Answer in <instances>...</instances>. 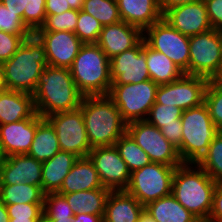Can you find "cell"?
<instances>
[{"mask_svg": "<svg viewBox=\"0 0 222 222\" xmlns=\"http://www.w3.org/2000/svg\"><path fill=\"white\" fill-rule=\"evenodd\" d=\"M161 133L171 142L177 149L181 146L182 141V123L181 118L177 119V124L163 125L160 128Z\"/></svg>", "mask_w": 222, "mask_h": 222, "instance_id": "cell-44", "label": "cell"}, {"mask_svg": "<svg viewBox=\"0 0 222 222\" xmlns=\"http://www.w3.org/2000/svg\"><path fill=\"white\" fill-rule=\"evenodd\" d=\"M5 90L4 81H3V70L0 64V92Z\"/></svg>", "mask_w": 222, "mask_h": 222, "instance_id": "cell-57", "label": "cell"}, {"mask_svg": "<svg viewBox=\"0 0 222 222\" xmlns=\"http://www.w3.org/2000/svg\"><path fill=\"white\" fill-rule=\"evenodd\" d=\"M110 191L108 188H98L62 195L66 198L74 214L104 215Z\"/></svg>", "mask_w": 222, "mask_h": 222, "instance_id": "cell-29", "label": "cell"}, {"mask_svg": "<svg viewBox=\"0 0 222 222\" xmlns=\"http://www.w3.org/2000/svg\"><path fill=\"white\" fill-rule=\"evenodd\" d=\"M215 182L198 164L183 163L176 167L172 195L197 219L210 216Z\"/></svg>", "mask_w": 222, "mask_h": 222, "instance_id": "cell-3", "label": "cell"}, {"mask_svg": "<svg viewBox=\"0 0 222 222\" xmlns=\"http://www.w3.org/2000/svg\"><path fill=\"white\" fill-rule=\"evenodd\" d=\"M103 187L98 172L90 158H78L69 174L64 178L59 194H70L79 191L93 190Z\"/></svg>", "mask_w": 222, "mask_h": 222, "instance_id": "cell-23", "label": "cell"}, {"mask_svg": "<svg viewBox=\"0 0 222 222\" xmlns=\"http://www.w3.org/2000/svg\"><path fill=\"white\" fill-rule=\"evenodd\" d=\"M143 39L150 48L166 55L188 75L189 36L180 33L162 18L143 31Z\"/></svg>", "mask_w": 222, "mask_h": 222, "instance_id": "cell-10", "label": "cell"}, {"mask_svg": "<svg viewBox=\"0 0 222 222\" xmlns=\"http://www.w3.org/2000/svg\"><path fill=\"white\" fill-rule=\"evenodd\" d=\"M88 157L98 172L103 187L111 191L125 190L131 172L115 146L94 147Z\"/></svg>", "mask_w": 222, "mask_h": 222, "instance_id": "cell-14", "label": "cell"}, {"mask_svg": "<svg viewBox=\"0 0 222 222\" xmlns=\"http://www.w3.org/2000/svg\"><path fill=\"white\" fill-rule=\"evenodd\" d=\"M0 30L13 35H32L23 20L0 2Z\"/></svg>", "mask_w": 222, "mask_h": 222, "instance_id": "cell-40", "label": "cell"}, {"mask_svg": "<svg viewBox=\"0 0 222 222\" xmlns=\"http://www.w3.org/2000/svg\"><path fill=\"white\" fill-rule=\"evenodd\" d=\"M1 185L29 183L40 186L42 183V162L28 154L8 156L0 168Z\"/></svg>", "mask_w": 222, "mask_h": 222, "instance_id": "cell-19", "label": "cell"}, {"mask_svg": "<svg viewBox=\"0 0 222 222\" xmlns=\"http://www.w3.org/2000/svg\"><path fill=\"white\" fill-rule=\"evenodd\" d=\"M158 85L151 79L124 85H111L108 97L114 102L128 124L145 120L155 103Z\"/></svg>", "mask_w": 222, "mask_h": 222, "instance_id": "cell-9", "label": "cell"}, {"mask_svg": "<svg viewBox=\"0 0 222 222\" xmlns=\"http://www.w3.org/2000/svg\"><path fill=\"white\" fill-rule=\"evenodd\" d=\"M7 159V155L4 152L3 146L0 141V168L4 165V162Z\"/></svg>", "mask_w": 222, "mask_h": 222, "instance_id": "cell-55", "label": "cell"}, {"mask_svg": "<svg viewBox=\"0 0 222 222\" xmlns=\"http://www.w3.org/2000/svg\"><path fill=\"white\" fill-rule=\"evenodd\" d=\"M79 10H67L62 14L46 15L44 25L37 31H69L75 32Z\"/></svg>", "mask_w": 222, "mask_h": 222, "instance_id": "cell-38", "label": "cell"}, {"mask_svg": "<svg viewBox=\"0 0 222 222\" xmlns=\"http://www.w3.org/2000/svg\"><path fill=\"white\" fill-rule=\"evenodd\" d=\"M69 69L83 96L108 95L112 84L110 59L97 44H84Z\"/></svg>", "mask_w": 222, "mask_h": 222, "instance_id": "cell-5", "label": "cell"}, {"mask_svg": "<svg viewBox=\"0 0 222 222\" xmlns=\"http://www.w3.org/2000/svg\"><path fill=\"white\" fill-rule=\"evenodd\" d=\"M43 43L49 66L70 68L83 42L74 32L36 31L34 33Z\"/></svg>", "mask_w": 222, "mask_h": 222, "instance_id": "cell-16", "label": "cell"}, {"mask_svg": "<svg viewBox=\"0 0 222 222\" xmlns=\"http://www.w3.org/2000/svg\"><path fill=\"white\" fill-rule=\"evenodd\" d=\"M78 157L60 150L51 159L42 163L41 189L46 193L57 192Z\"/></svg>", "mask_w": 222, "mask_h": 222, "instance_id": "cell-25", "label": "cell"}, {"mask_svg": "<svg viewBox=\"0 0 222 222\" xmlns=\"http://www.w3.org/2000/svg\"><path fill=\"white\" fill-rule=\"evenodd\" d=\"M182 112L183 110L175 106L154 103L145 120L160 129L165 124H177Z\"/></svg>", "mask_w": 222, "mask_h": 222, "instance_id": "cell-37", "label": "cell"}, {"mask_svg": "<svg viewBox=\"0 0 222 222\" xmlns=\"http://www.w3.org/2000/svg\"><path fill=\"white\" fill-rule=\"evenodd\" d=\"M72 10H81L84 0H66Z\"/></svg>", "mask_w": 222, "mask_h": 222, "instance_id": "cell-51", "label": "cell"}, {"mask_svg": "<svg viewBox=\"0 0 222 222\" xmlns=\"http://www.w3.org/2000/svg\"><path fill=\"white\" fill-rule=\"evenodd\" d=\"M33 95L13 90L0 92V125L37 115Z\"/></svg>", "mask_w": 222, "mask_h": 222, "instance_id": "cell-22", "label": "cell"}, {"mask_svg": "<svg viewBox=\"0 0 222 222\" xmlns=\"http://www.w3.org/2000/svg\"><path fill=\"white\" fill-rule=\"evenodd\" d=\"M144 209L156 222H197L172 194L148 203Z\"/></svg>", "mask_w": 222, "mask_h": 222, "instance_id": "cell-28", "label": "cell"}, {"mask_svg": "<svg viewBox=\"0 0 222 222\" xmlns=\"http://www.w3.org/2000/svg\"><path fill=\"white\" fill-rule=\"evenodd\" d=\"M197 222H222V220H217L208 216L201 219H197Z\"/></svg>", "mask_w": 222, "mask_h": 222, "instance_id": "cell-56", "label": "cell"}, {"mask_svg": "<svg viewBox=\"0 0 222 222\" xmlns=\"http://www.w3.org/2000/svg\"><path fill=\"white\" fill-rule=\"evenodd\" d=\"M59 151L60 146L54 127L46 118L37 114V128L28 155L43 163Z\"/></svg>", "mask_w": 222, "mask_h": 222, "instance_id": "cell-26", "label": "cell"}, {"mask_svg": "<svg viewBox=\"0 0 222 222\" xmlns=\"http://www.w3.org/2000/svg\"><path fill=\"white\" fill-rule=\"evenodd\" d=\"M214 81L222 88V69Z\"/></svg>", "mask_w": 222, "mask_h": 222, "instance_id": "cell-58", "label": "cell"}, {"mask_svg": "<svg viewBox=\"0 0 222 222\" xmlns=\"http://www.w3.org/2000/svg\"><path fill=\"white\" fill-rule=\"evenodd\" d=\"M43 222H75V218L67 217L63 219H43Z\"/></svg>", "mask_w": 222, "mask_h": 222, "instance_id": "cell-54", "label": "cell"}, {"mask_svg": "<svg viewBox=\"0 0 222 222\" xmlns=\"http://www.w3.org/2000/svg\"><path fill=\"white\" fill-rule=\"evenodd\" d=\"M208 82L204 77L184 74L172 83L159 85L155 103L175 106L183 111L197 107L204 103Z\"/></svg>", "mask_w": 222, "mask_h": 222, "instance_id": "cell-13", "label": "cell"}, {"mask_svg": "<svg viewBox=\"0 0 222 222\" xmlns=\"http://www.w3.org/2000/svg\"><path fill=\"white\" fill-rule=\"evenodd\" d=\"M102 25L90 14L79 10L78 22L75 27V34L83 44H96L102 30Z\"/></svg>", "mask_w": 222, "mask_h": 222, "instance_id": "cell-35", "label": "cell"}, {"mask_svg": "<svg viewBox=\"0 0 222 222\" xmlns=\"http://www.w3.org/2000/svg\"><path fill=\"white\" fill-rule=\"evenodd\" d=\"M37 128V115L33 118L0 125V141L8 156L28 154Z\"/></svg>", "mask_w": 222, "mask_h": 222, "instance_id": "cell-20", "label": "cell"}, {"mask_svg": "<svg viewBox=\"0 0 222 222\" xmlns=\"http://www.w3.org/2000/svg\"><path fill=\"white\" fill-rule=\"evenodd\" d=\"M45 193L40 186L29 183L0 186V201L5 205L43 203Z\"/></svg>", "mask_w": 222, "mask_h": 222, "instance_id": "cell-30", "label": "cell"}, {"mask_svg": "<svg viewBox=\"0 0 222 222\" xmlns=\"http://www.w3.org/2000/svg\"><path fill=\"white\" fill-rule=\"evenodd\" d=\"M189 46L188 75L214 80L222 69V30L189 36Z\"/></svg>", "mask_w": 222, "mask_h": 222, "instance_id": "cell-7", "label": "cell"}, {"mask_svg": "<svg viewBox=\"0 0 222 222\" xmlns=\"http://www.w3.org/2000/svg\"><path fill=\"white\" fill-rule=\"evenodd\" d=\"M54 127L60 150L87 157L92 149L87 137L85 122L80 108L73 111L57 112L46 117Z\"/></svg>", "mask_w": 222, "mask_h": 222, "instance_id": "cell-12", "label": "cell"}, {"mask_svg": "<svg viewBox=\"0 0 222 222\" xmlns=\"http://www.w3.org/2000/svg\"><path fill=\"white\" fill-rule=\"evenodd\" d=\"M137 222H156L149 213L144 209L138 217Z\"/></svg>", "mask_w": 222, "mask_h": 222, "instance_id": "cell-52", "label": "cell"}, {"mask_svg": "<svg viewBox=\"0 0 222 222\" xmlns=\"http://www.w3.org/2000/svg\"><path fill=\"white\" fill-rule=\"evenodd\" d=\"M200 0H158L159 6L161 8L162 13H164L167 9L173 8L178 5L195 3Z\"/></svg>", "mask_w": 222, "mask_h": 222, "instance_id": "cell-48", "label": "cell"}, {"mask_svg": "<svg viewBox=\"0 0 222 222\" xmlns=\"http://www.w3.org/2000/svg\"><path fill=\"white\" fill-rule=\"evenodd\" d=\"M182 141L178 148L183 163L197 164L220 132L211 120L205 103L182 112Z\"/></svg>", "mask_w": 222, "mask_h": 222, "instance_id": "cell-6", "label": "cell"}, {"mask_svg": "<svg viewBox=\"0 0 222 222\" xmlns=\"http://www.w3.org/2000/svg\"><path fill=\"white\" fill-rule=\"evenodd\" d=\"M114 146L131 173L151 163L147 153L136 144L127 132L115 142Z\"/></svg>", "mask_w": 222, "mask_h": 222, "instance_id": "cell-31", "label": "cell"}, {"mask_svg": "<svg viewBox=\"0 0 222 222\" xmlns=\"http://www.w3.org/2000/svg\"><path fill=\"white\" fill-rule=\"evenodd\" d=\"M46 0H28L27 11H24V24L34 34L46 20Z\"/></svg>", "mask_w": 222, "mask_h": 222, "instance_id": "cell-39", "label": "cell"}, {"mask_svg": "<svg viewBox=\"0 0 222 222\" xmlns=\"http://www.w3.org/2000/svg\"><path fill=\"white\" fill-rule=\"evenodd\" d=\"M204 103L214 125L222 131V88L214 80H210L207 84Z\"/></svg>", "mask_w": 222, "mask_h": 222, "instance_id": "cell-36", "label": "cell"}, {"mask_svg": "<svg viewBox=\"0 0 222 222\" xmlns=\"http://www.w3.org/2000/svg\"><path fill=\"white\" fill-rule=\"evenodd\" d=\"M81 10L97 19L102 26L122 21L117 0H84Z\"/></svg>", "mask_w": 222, "mask_h": 222, "instance_id": "cell-32", "label": "cell"}, {"mask_svg": "<svg viewBox=\"0 0 222 222\" xmlns=\"http://www.w3.org/2000/svg\"><path fill=\"white\" fill-rule=\"evenodd\" d=\"M176 167L151 162L130 175L127 193L143 206L172 194V181Z\"/></svg>", "mask_w": 222, "mask_h": 222, "instance_id": "cell-8", "label": "cell"}, {"mask_svg": "<svg viewBox=\"0 0 222 222\" xmlns=\"http://www.w3.org/2000/svg\"><path fill=\"white\" fill-rule=\"evenodd\" d=\"M30 35H13L0 30V64L9 60L25 38Z\"/></svg>", "mask_w": 222, "mask_h": 222, "instance_id": "cell-41", "label": "cell"}, {"mask_svg": "<svg viewBox=\"0 0 222 222\" xmlns=\"http://www.w3.org/2000/svg\"><path fill=\"white\" fill-rule=\"evenodd\" d=\"M144 206L125 190L110 191L103 222H137Z\"/></svg>", "mask_w": 222, "mask_h": 222, "instance_id": "cell-24", "label": "cell"}, {"mask_svg": "<svg viewBox=\"0 0 222 222\" xmlns=\"http://www.w3.org/2000/svg\"><path fill=\"white\" fill-rule=\"evenodd\" d=\"M143 39V31L124 21L102 27L97 45L111 59L134 48Z\"/></svg>", "mask_w": 222, "mask_h": 222, "instance_id": "cell-18", "label": "cell"}, {"mask_svg": "<svg viewBox=\"0 0 222 222\" xmlns=\"http://www.w3.org/2000/svg\"><path fill=\"white\" fill-rule=\"evenodd\" d=\"M9 219L6 205L0 201V222H9Z\"/></svg>", "mask_w": 222, "mask_h": 222, "instance_id": "cell-50", "label": "cell"}, {"mask_svg": "<svg viewBox=\"0 0 222 222\" xmlns=\"http://www.w3.org/2000/svg\"><path fill=\"white\" fill-rule=\"evenodd\" d=\"M9 218H43V203L6 205Z\"/></svg>", "mask_w": 222, "mask_h": 222, "instance_id": "cell-42", "label": "cell"}, {"mask_svg": "<svg viewBox=\"0 0 222 222\" xmlns=\"http://www.w3.org/2000/svg\"><path fill=\"white\" fill-rule=\"evenodd\" d=\"M210 217L217 220H222V183H217L215 187Z\"/></svg>", "mask_w": 222, "mask_h": 222, "instance_id": "cell-45", "label": "cell"}, {"mask_svg": "<svg viewBox=\"0 0 222 222\" xmlns=\"http://www.w3.org/2000/svg\"><path fill=\"white\" fill-rule=\"evenodd\" d=\"M9 222H43V218H10Z\"/></svg>", "mask_w": 222, "mask_h": 222, "instance_id": "cell-53", "label": "cell"}, {"mask_svg": "<svg viewBox=\"0 0 222 222\" xmlns=\"http://www.w3.org/2000/svg\"><path fill=\"white\" fill-rule=\"evenodd\" d=\"M126 132L147 153L151 162L173 167L183 164L177 147L167 140L159 128L146 120L128 123Z\"/></svg>", "mask_w": 222, "mask_h": 222, "instance_id": "cell-11", "label": "cell"}, {"mask_svg": "<svg viewBox=\"0 0 222 222\" xmlns=\"http://www.w3.org/2000/svg\"><path fill=\"white\" fill-rule=\"evenodd\" d=\"M84 96L77 89L68 68L46 66L33 94L36 112L46 118L80 108Z\"/></svg>", "mask_w": 222, "mask_h": 222, "instance_id": "cell-1", "label": "cell"}, {"mask_svg": "<svg viewBox=\"0 0 222 222\" xmlns=\"http://www.w3.org/2000/svg\"><path fill=\"white\" fill-rule=\"evenodd\" d=\"M213 29L222 30V0H203Z\"/></svg>", "mask_w": 222, "mask_h": 222, "instance_id": "cell-43", "label": "cell"}, {"mask_svg": "<svg viewBox=\"0 0 222 222\" xmlns=\"http://www.w3.org/2000/svg\"><path fill=\"white\" fill-rule=\"evenodd\" d=\"M74 217L66 198L57 192H50L44 195L43 219H63Z\"/></svg>", "mask_w": 222, "mask_h": 222, "instance_id": "cell-34", "label": "cell"}, {"mask_svg": "<svg viewBox=\"0 0 222 222\" xmlns=\"http://www.w3.org/2000/svg\"><path fill=\"white\" fill-rule=\"evenodd\" d=\"M163 19L180 33L193 36L212 29L203 0L167 9Z\"/></svg>", "mask_w": 222, "mask_h": 222, "instance_id": "cell-17", "label": "cell"}, {"mask_svg": "<svg viewBox=\"0 0 222 222\" xmlns=\"http://www.w3.org/2000/svg\"><path fill=\"white\" fill-rule=\"evenodd\" d=\"M143 52L145 53L150 79L158 86L172 83L184 75V72L166 55L150 48L144 39Z\"/></svg>", "mask_w": 222, "mask_h": 222, "instance_id": "cell-27", "label": "cell"}, {"mask_svg": "<svg viewBox=\"0 0 222 222\" xmlns=\"http://www.w3.org/2000/svg\"><path fill=\"white\" fill-rule=\"evenodd\" d=\"M111 85L137 84L150 79L143 39L134 47L110 59Z\"/></svg>", "mask_w": 222, "mask_h": 222, "instance_id": "cell-15", "label": "cell"}, {"mask_svg": "<svg viewBox=\"0 0 222 222\" xmlns=\"http://www.w3.org/2000/svg\"><path fill=\"white\" fill-rule=\"evenodd\" d=\"M11 12L16 13L24 22V11H27L28 0H0Z\"/></svg>", "mask_w": 222, "mask_h": 222, "instance_id": "cell-46", "label": "cell"}, {"mask_svg": "<svg viewBox=\"0 0 222 222\" xmlns=\"http://www.w3.org/2000/svg\"><path fill=\"white\" fill-rule=\"evenodd\" d=\"M122 21L144 31L163 18L158 0H117Z\"/></svg>", "mask_w": 222, "mask_h": 222, "instance_id": "cell-21", "label": "cell"}, {"mask_svg": "<svg viewBox=\"0 0 222 222\" xmlns=\"http://www.w3.org/2000/svg\"><path fill=\"white\" fill-rule=\"evenodd\" d=\"M80 109L91 148L114 146L126 133L127 123L108 96H84Z\"/></svg>", "mask_w": 222, "mask_h": 222, "instance_id": "cell-4", "label": "cell"}, {"mask_svg": "<svg viewBox=\"0 0 222 222\" xmlns=\"http://www.w3.org/2000/svg\"><path fill=\"white\" fill-rule=\"evenodd\" d=\"M66 0H46L45 11L46 15H57L70 10Z\"/></svg>", "mask_w": 222, "mask_h": 222, "instance_id": "cell-47", "label": "cell"}, {"mask_svg": "<svg viewBox=\"0 0 222 222\" xmlns=\"http://www.w3.org/2000/svg\"><path fill=\"white\" fill-rule=\"evenodd\" d=\"M1 66L6 90L33 95L41 73L48 66L45 47L32 34L23 40L16 53Z\"/></svg>", "mask_w": 222, "mask_h": 222, "instance_id": "cell-2", "label": "cell"}, {"mask_svg": "<svg viewBox=\"0 0 222 222\" xmlns=\"http://www.w3.org/2000/svg\"><path fill=\"white\" fill-rule=\"evenodd\" d=\"M197 164L215 182L222 183V131L212 140L207 153Z\"/></svg>", "mask_w": 222, "mask_h": 222, "instance_id": "cell-33", "label": "cell"}, {"mask_svg": "<svg viewBox=\"0 0 222 222\" xmlns=\"http://www.w3.org/2000/svg\"><path fill=\"white\" fill-rule=\"evenodd\" d=\"M104 215H92V214H74L75 222H103Z\"/></svg>", "mask_w": 222, "mask_h": 222, "instance_id": "cell-49", "label": "cell"}]
</instances>
